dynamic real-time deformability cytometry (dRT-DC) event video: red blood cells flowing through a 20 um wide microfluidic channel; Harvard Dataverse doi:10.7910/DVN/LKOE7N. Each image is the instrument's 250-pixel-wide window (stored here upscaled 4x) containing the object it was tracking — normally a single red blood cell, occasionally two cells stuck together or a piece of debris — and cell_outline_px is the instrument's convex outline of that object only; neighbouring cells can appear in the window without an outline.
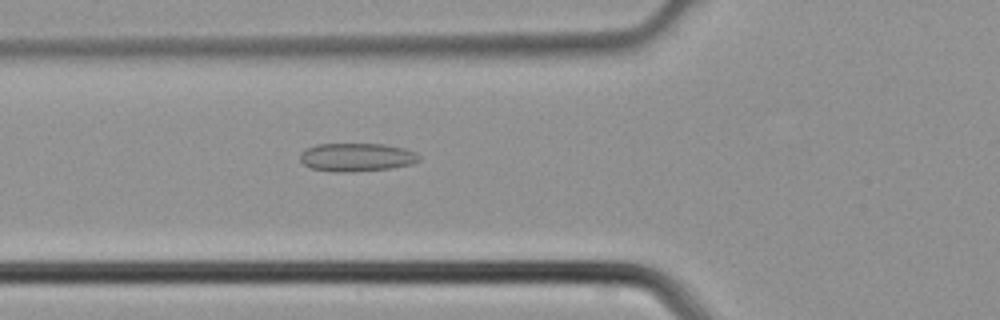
{"species": "common noctule bat (a hibernating species)", "species_latin": "Nyctalus noctula", "temperature_condition": "cold", "stored_images_in_passage": 5, "camera_frame_rate_fps": 3000, "um_per_image_px": 0.085, "animal": {"sex": "male", "body_mass_g": 21.5, "forearm_length_mm": 52.0}, "frame": {"image": 1, "passage_image": 5, "time_ms": 1.333, "image_size_px": [1000, 320], "cell_outline_px": [[420, 160], [412, 164], [392, 168], [352, 172], [332, 172], [312, 168], [304, 164], [300, 160], [300, 152], [316, 144], [384, 144], [404, 148], [416, 152], [420, 156]], "centroid_in_image_um": [30.33, 13.37], "position_along_channel_um": 95.5, "area_um2": 19.77}}